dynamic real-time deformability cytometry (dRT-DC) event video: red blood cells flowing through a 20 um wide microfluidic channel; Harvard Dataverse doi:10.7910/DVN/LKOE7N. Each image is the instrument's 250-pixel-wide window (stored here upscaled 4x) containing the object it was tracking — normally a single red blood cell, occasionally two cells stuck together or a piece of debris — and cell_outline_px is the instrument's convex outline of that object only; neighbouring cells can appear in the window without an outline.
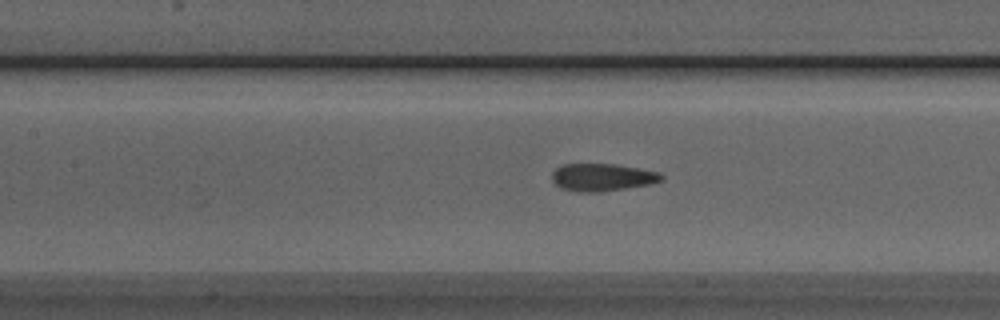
{"species": "Egyptian fruit bat (a non-hibernating species)", "species_latin": "Rousettus aegyptiacus", "temperature_condition": "room temperature", "stored_images_in_passage": 25, "camera_frame_rate_fps": 3000, "um_per_image_px": 0.085, "animal": {"sex": "male"}, "frame": {"image": 1, "passage_image": 6, "time_ms": 1.667, "image_size_px": [1000, 320], "cell_outline_px": [[664, 180], [648, 184], [600, 192], [576, 192], [560, 188], [552, 180], [552, 172], [556, 168], [564, 164], [616, 164], [660, 172], [664, 176]], "centroid_in_image_um": [51.18, 15.07], "position_along_channel_um": 156.2, "area_um2": 17.57}}
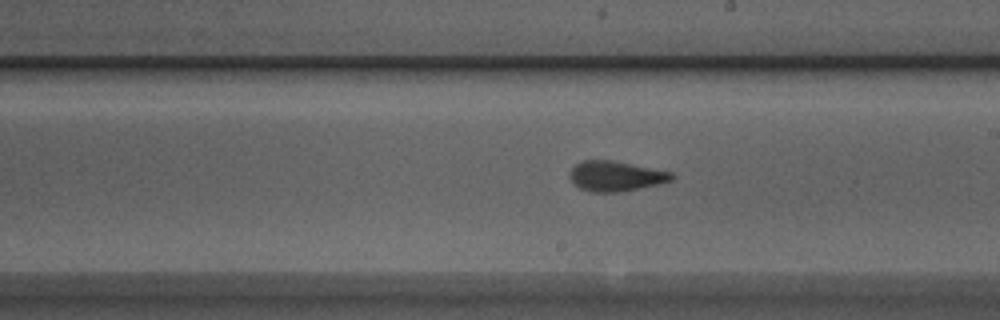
{"frame": {"image": 2, "passage_image": 12, "time_ms": 3.667, "image_size_px": [1000, 320], "cell_outline_px": [[676, 176], [672, 180], [660, 184], [620, 192], [592, 192], [580, 188], [572, 184], [568, 176], [568, 172], [576, 164], [584, 160], [612, 160], [672, 172]], "centroid_in_image_um": [52.32, 14.97], "position_along_channel_um": 236.7, "area_um2": 18.09}}
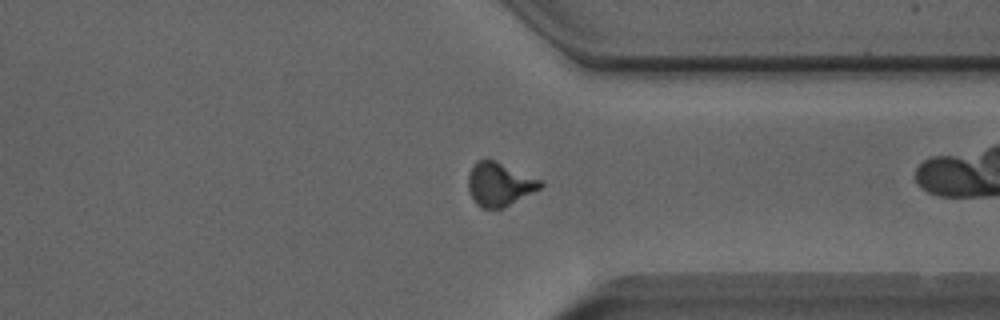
{"frame": {"image": 3, "passage_image": 22, "time_ms": 7.0, "image_size_px": [1000, 320], "cell_outline_px": [[544, 184], [540, 188], [504, 208], [480, 208], [476, 204], [468, 192], [468, 176], [476, 160], [492, 160], [544, 180]], "centroid_in_image_um": [42.45, 15.68], "position_along_channel_um": 368.9, "area_um2": 18.26}}